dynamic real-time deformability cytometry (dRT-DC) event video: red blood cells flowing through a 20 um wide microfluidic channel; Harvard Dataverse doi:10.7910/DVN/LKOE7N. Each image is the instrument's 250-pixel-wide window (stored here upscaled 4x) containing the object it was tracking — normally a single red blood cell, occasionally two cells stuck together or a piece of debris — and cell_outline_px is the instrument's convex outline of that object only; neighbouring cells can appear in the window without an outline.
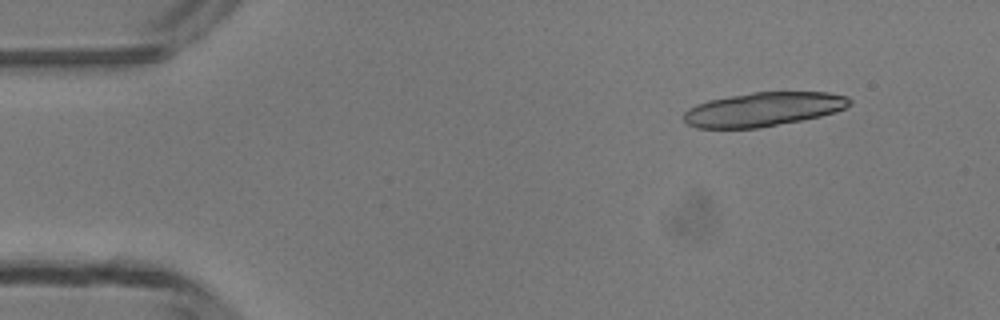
{"species": "common noctule bat (a hibernating species)", "species_latin": "Nyctalus noctula", "temperature_condition": "room temperature", "stored_images_in_passage": 5, "camera_frame_rate_fps": 3000, "um_per_image_px": 0.085, "animal": {"sex": "male", "body_mass_g": 13.3}, "frame": {"image": 1, "passage_image": 2, "time_ms": 1.333, "image_size_px": [1000, 320], "cell_outline_px": [[852, 104], [836, 112], [820, 116], [760, 128], [696, 128], [688, 124], [684, 120], [684, 112], [688, 108], [696, 104], [708, 100], [728, 96], [752, 92], [828, 92], [848, 96], [852, 100]], "centroid_in_image_um": [64.89, 9.28], "position_along_channel_um": 20.1, "area_um2": 33.0}}
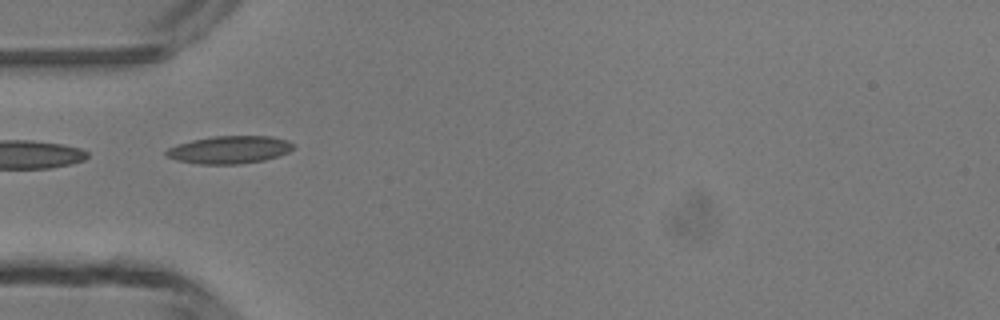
{"frame": {"image": 2, "passage_image": 5, "time_ms": 4.667, "image_size_px": [1000, 320], "cell_outline_px": [[296, 144], [288, 152], [264, 160], [236, 164], [200, 164], [176, 160], [164, 156], [164, 152], [168, 148], [176, 144], [192, 140], [212, 136], [272, 136], [288, 140]], "centroid_in_image_um": [19.47, 12.72], "position_along_channel_um": 65.5, "area_um2": 20.58}}